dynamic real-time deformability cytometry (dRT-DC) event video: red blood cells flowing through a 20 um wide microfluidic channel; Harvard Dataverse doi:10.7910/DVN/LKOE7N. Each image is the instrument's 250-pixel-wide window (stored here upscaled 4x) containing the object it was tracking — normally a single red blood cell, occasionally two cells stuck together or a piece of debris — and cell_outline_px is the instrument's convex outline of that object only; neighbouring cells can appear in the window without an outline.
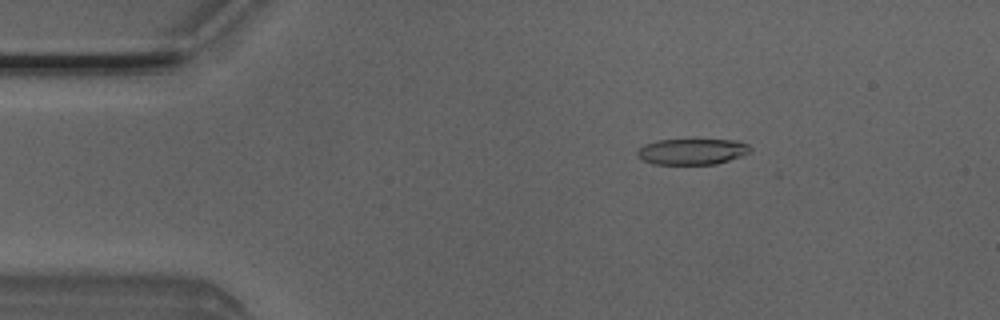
{"species": "Egyptian fruit bat (a non-hibernating species)", "species_latin": "Rousettus aegyptiacus", "temperature_condition": "room temperature", "stored_images_in_passage": 7, "camera_frame_rate_fps": 3000, "um_per_image_px": 0.085, "animal": {"sex": "male"}, "frame": {"image": 1, "passage_image": 3, "time_ms": 0.667, "image_size_px": [1000, 320], "cell_outline_px": [[752, 152], [716, 164], [652, 164], [636, 156], [636, 152], [644, 144], [656, 140], [740, 140], [748, 144], [752, 148]], "centroid_in_image_um": [58.84, 12.88], "position_along_channel_um": 26.2, "area_um2": 17.17}}